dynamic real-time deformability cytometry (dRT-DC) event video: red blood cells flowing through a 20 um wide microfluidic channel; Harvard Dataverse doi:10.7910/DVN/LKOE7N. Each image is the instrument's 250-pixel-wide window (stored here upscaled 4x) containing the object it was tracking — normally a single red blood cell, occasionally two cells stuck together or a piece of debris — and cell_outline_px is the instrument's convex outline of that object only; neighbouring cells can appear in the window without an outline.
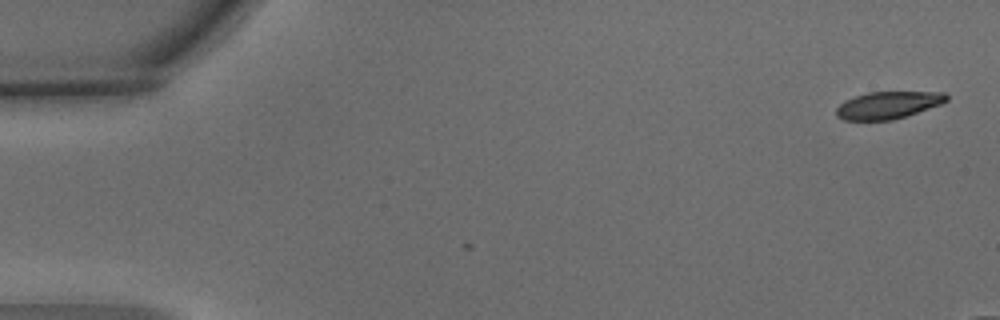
{"species": "common noctule bat (a hibernating species)", "species_latin": "Nyctalus noctula", "temperature_condition": "warm", "stored_images_in_passage": 4, "camera_frame_rate_fps": 3000, "um_per_image_px": 0.085, "animal": {"sex": "male", "body_mass_g": 15.6}, "frame": {"image": 1, "passage_image": 1, "time_ms": 0.0, "image_size_px": [1000, 320], "cell_outline_px": [[948, 100], [940, 104], [892, 120], [844, 120], [836, 116], [836, 108], [844, 100], [868, 92], [944, 92], [948, 96]], "centroid_in_image_um": [75.45, 8.93], "position_along_channel_um": 9.6, "area_um2": 17.28}}